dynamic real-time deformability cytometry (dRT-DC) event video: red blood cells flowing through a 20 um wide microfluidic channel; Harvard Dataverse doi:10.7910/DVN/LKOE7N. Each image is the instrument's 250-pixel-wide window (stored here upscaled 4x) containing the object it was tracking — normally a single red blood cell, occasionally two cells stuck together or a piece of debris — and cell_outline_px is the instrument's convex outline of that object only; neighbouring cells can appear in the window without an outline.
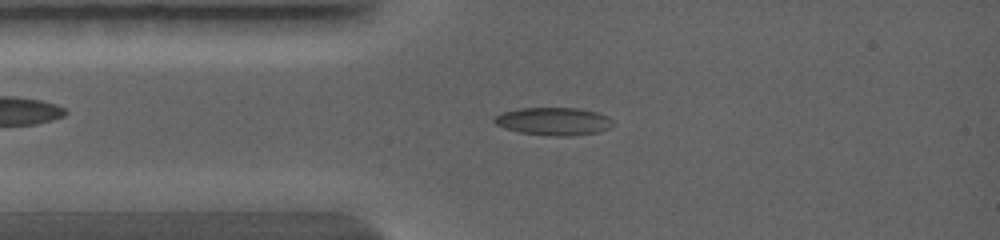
{"species": "common noctule bat (a hibernating species)", "species_latin": "Nyctalus noctula", "temperature_condition": "warm", "stored_images_in_passage": 10, "camera_frame_rate_fps": 5000, "um_per_image_px": 0.085, "animal": {"sex": "female", "body_mass_g": 19.0, "forearm_length_mm": 56.7}, "frame": {"image": 1, "passage_image": 6, "time_ms": 1.6, "image_size_px": [1000, 240], "cell_outline_px": [[616, 124], [608, 128], [596, 132], [568, 136], [544, 136], [520, 132], [504, 128], [496, 124], [492, 120], [500, 112], [520, 108], [580, 108], [596, 112], [608, 116]], "centroid_in_image_um": [47.04, 10.31], "position_along_channel_um": 38.0, "area_um2": 19.36}}
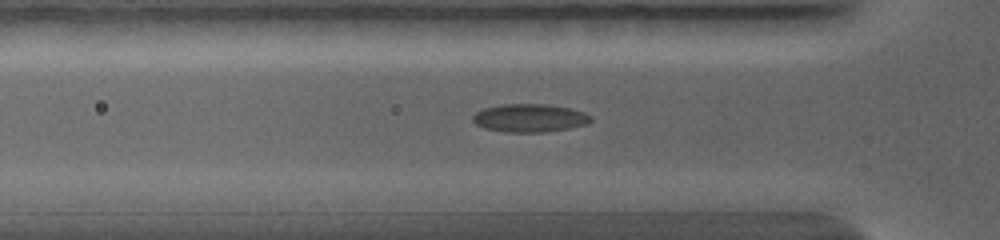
{"frame": {"image": 2, "passage_image": 9, "time_ms": 2.6, "image_size_px": [1000, 240], "cell_outline_px": [[592, 120], [588, 124], [568, 128], [544, 132], [504, 132], [484, 128], [476, 124], [472, 120], [472, 116], [476, 112], [484, 108], [500, 104], [544, 104], [568, 108], [584, 112], [592, 116]], "centroid_in_image_um": [45.01, 10.03], "position_along_channel_um": 80.8, "area_um2": 19.36}}